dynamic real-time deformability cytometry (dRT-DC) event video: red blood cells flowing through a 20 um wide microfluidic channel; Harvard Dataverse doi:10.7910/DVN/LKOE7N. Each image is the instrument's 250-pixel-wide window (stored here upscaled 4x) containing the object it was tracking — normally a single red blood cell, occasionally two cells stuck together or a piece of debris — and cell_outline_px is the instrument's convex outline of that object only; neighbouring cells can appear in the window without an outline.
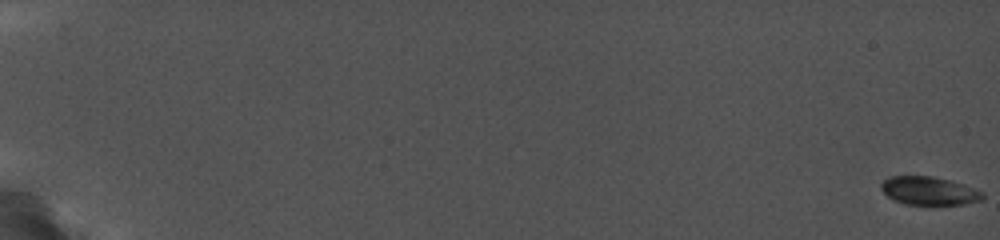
{"species": "common noctule bat (a hibernating species)", "species_latin": "Nyctalus noctula", "temperature_condition": "cold", "stored_images_in_passage": 76, "camera_frame_rate_fps": 5000, "um_per_image_px": 0.085, "animal": {"sex": "female", "body_mass_g": 19.0, "forearm_length_mm": 56.7}, "frame": {"image": 1, "passage_image": 1, "time_ms": 0.0, "image_size_px": [1000, 240], "cell_outline_px": [[984, 196], [980, 200], [960, 204], [904, 204], [892, 200], [880, 188], [880, 184], [884, 180], [892, 176], [928, 176], [944, 180], [980, 192]], "centroid_in_image_um": [78.82, 16.23], "position_along_channel_um": 6.2, "area_um2": 15.9}}
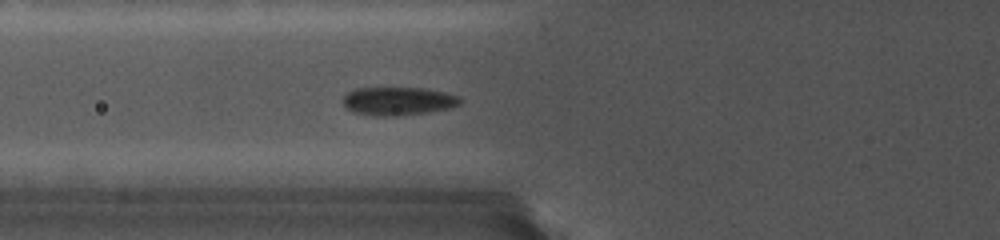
{"frame": {"image": 2, "passage_image": 32, "time_ms": 8.4, "image_size_px": [1000, 240], "cell_outline_px": [[464, 100], [460, 104], [448, 108], [400, 116], [372, 116], [352, 112], [344, 108], [340, 100], [348, 92], [356, 88], [420, 88], [444, 92], [460, 96]], "centroid_in_image_um": [33.78, 8.6], "position_along_channel_um": 92.0, "area_um2": 19.54}}
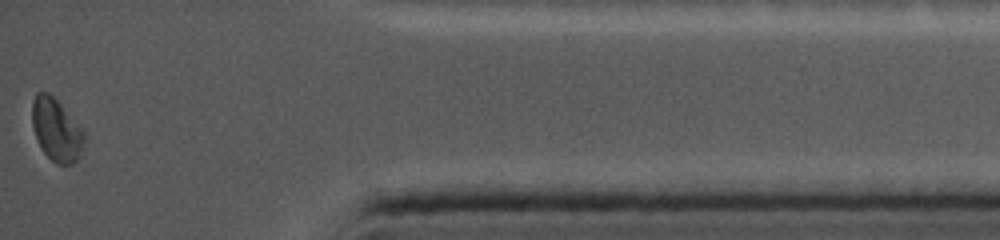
{"frame": {"image": 3, "passage_image": 76, "time_ms": 18.0, "image_size_px": [1000, 240], "cell_outline_px": [[84, 140], [80, 152], [76, 160], [72, 164], [56, 164], [44, 152], [36, 140], [32, 124], [32, 104], [36, 96], [40, 92], [44, 92], [52, 96], [56, 100], [84, 132]], "centroid_in_image_um": [4.76, 11.07], "position_along_channel_um": 430.4, "area_um2": 18.32}}